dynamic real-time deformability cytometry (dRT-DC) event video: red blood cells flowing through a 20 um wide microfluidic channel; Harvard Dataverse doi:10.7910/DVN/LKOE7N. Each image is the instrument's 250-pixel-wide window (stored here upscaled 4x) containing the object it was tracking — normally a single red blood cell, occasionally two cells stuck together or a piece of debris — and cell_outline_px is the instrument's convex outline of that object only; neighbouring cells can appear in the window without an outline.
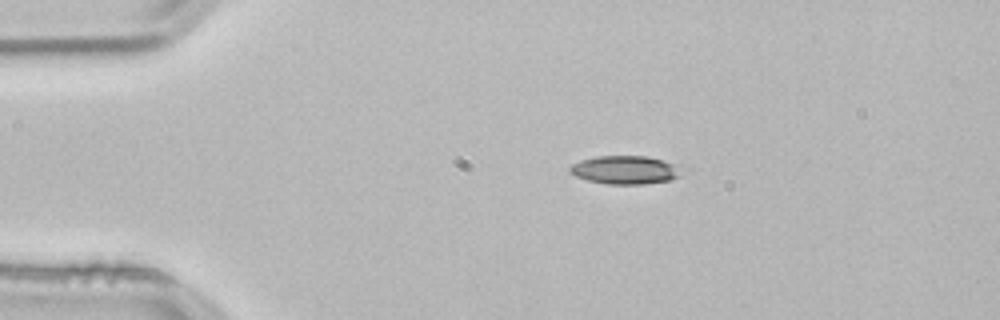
{"species": "common noctule bat (a hibernating species)", "species_latin": "Nyctalus noctula", "temperature_condition": "room temperature", "stored_images_in_passage": 44, "camera_frame_rate_fps": 3000, "um_per_image_px": 0.085, "animal": {"sex": "male", "body_mass_g": 21.5, "forearm_length_mm": 52.0}, "frame": {"image": 1, "passage_image": 1, "time_ms": 0.0, "image_size_px": [1000, 320], "cell_outline_px": [[692, 168], [680, 176], [672, 180], [644, 184], [608, 184], [588, 180], [576, 176], [568, 172], [568, 168], [572, 164], [580, 160], [596, 156], [648, 156], [680, 164]], "centroid_in_image_um": [53.29, 14.43], "position_along_channel_um": 31.7, "area_um2": 19.25}}
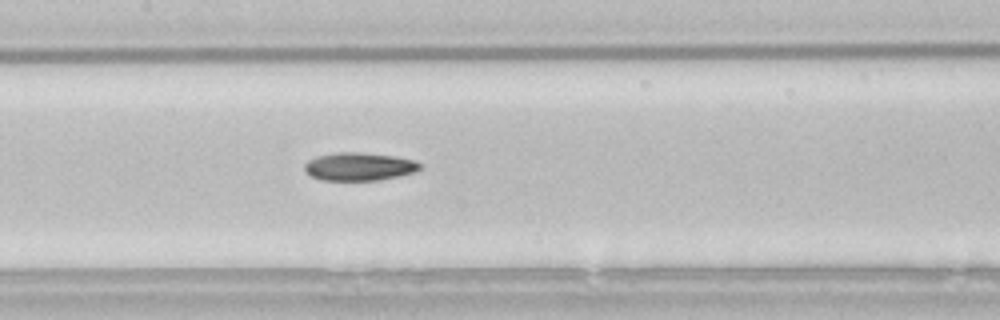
{"frame": {"image": 2, "passage_image": 16, "time_ms": 5.0, "image_size_px": [1000, 320], "cell_outline_px": [[420, 168], [412, 172], [380, 180], [320, 180], [304, 172], [304, 164], [308, 160], [316, 156], [336, 152], [360, 152], [396, 156], [416, 160], [420, 164]], "centroid_in_image_um": [30.48, 14.14], "position_along_channel_um": 176.9, "area_um2": 18.9}}
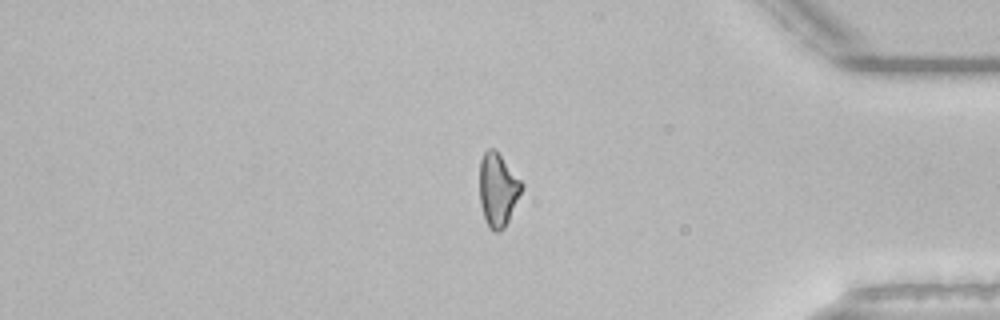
{"frame": {"image": 3, "passage_image": 35, "time_ms": 11.333, "image_size_px": [1000, 320], "cell_outline_px": [[524, 184], [508, 220], [504, 228], [500, 232], [492, 232], [488, 228], [480, 204], [480, 160], [484, 152], [488, 148], [496, 148]], "centroid_in_image_um": [42.31, 16.1], "position_along_channel_um": 392.9, "area_um2": 18.03}, "authors_computed_cell_mechanics": {"area_um2": 18.4671, "velocity_mm_per_s": 3.8462, "shape_relaxation_time_tau1_ms": null, "shape_relaxation_time_tau2_ms": 10.7082, "deformation_change_tau1": null, "deformation_change_tau2": 0.228}}